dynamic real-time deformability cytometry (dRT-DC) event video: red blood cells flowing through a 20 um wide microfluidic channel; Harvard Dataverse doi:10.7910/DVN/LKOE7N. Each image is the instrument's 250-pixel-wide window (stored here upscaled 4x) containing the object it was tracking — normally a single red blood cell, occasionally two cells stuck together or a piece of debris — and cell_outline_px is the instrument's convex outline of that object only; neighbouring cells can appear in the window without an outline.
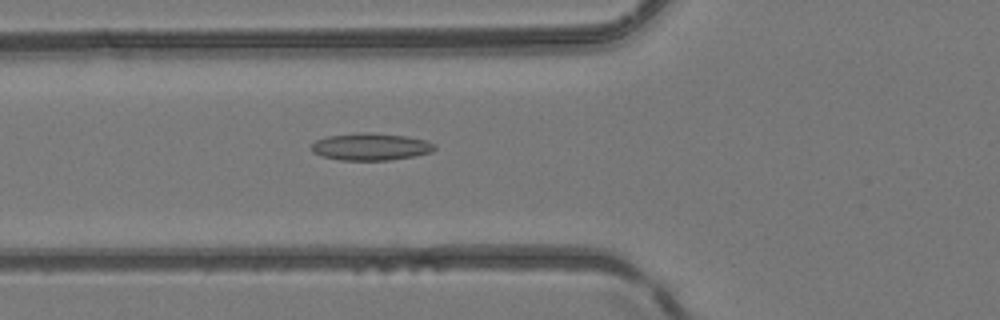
{"species": "common noctule bat (a hibernating species)", "species_latin": "Nyctalus noctula", "temperature_condition": "room temperature", "stored_images_in_passage": 51, "camera_frame_rate_fps": 3000, "um_per_image_px": 0.085, "animal": {"sex": "female", "body_mass_g": 24.6, "forearm_length_mm": 56.2}, "frame": {"image": 1, "passage_image": 20, "time_ms": 6.333, "image_size_px": [1000, 320], "cell_outline_px": [[436, 148], [432, 152], [416, 156], [388, 160], [340, 160], [320, 156], [312, 152], [312, 144], [316, 140], [328, 136], [360, 132], [372, 132], [408, 136], [424, 140], [436, 144]], "centroid_in_image_um": [31.53, 12.47], "position_along_channel_um": 94.3, "area_um2": 19.71}}
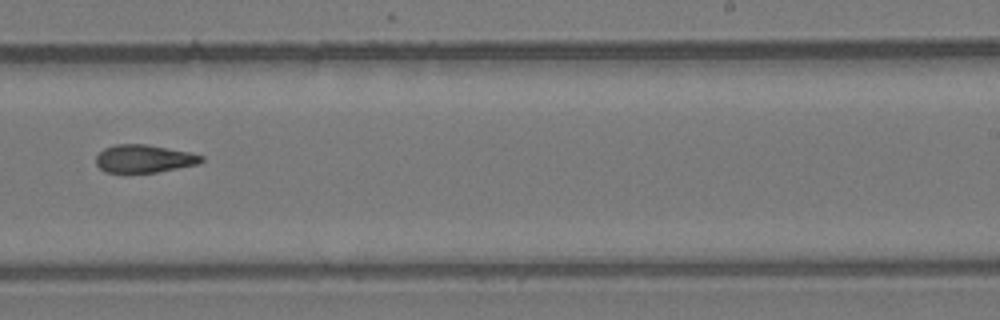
{"frame": {"image": 2, "passage_image": 33, "time_ms": 10.667, "image_size_px": [1000, 320], "cell_outline_px": [[204, 160], [200, 164], [156, 172], [104, 172], [96, 164], [96, 156], [104, 148], [116, 144], [148, 144], [192, 152], [204, 156]], "centroid_in_image_um": [12.29, 13.48], "position_along_channel_um": 276.7, "area_um2": 17.28}}
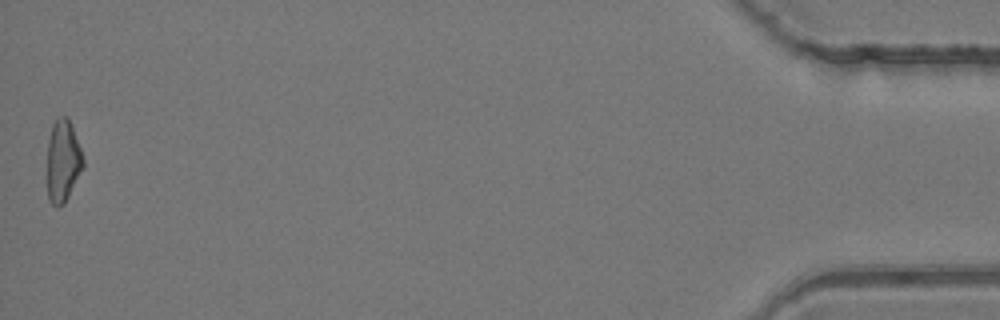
{"frame": {"image": 3, "passage_image": 51, "time_ms": 16.667, "image_size_px": [1000, 320], "cell_outline_px": [[84, 168], [64, 204], [52, 204], [48, 200], [48, 140], [52, 124], [56, 116], [68, 116], [80, 148], [84, 160]], "centroid_in_image_um": [5.36, 13.64], "position_along_channel_um": 429.8, "area_um2": 17.17}, "authors_computed_cell_mechanics": {"area_um2": 17.918, "velocity_mm_per_s": 4.1947, "shape_relaxation_time_tau1_ms": null, "shape_relaxation_time_tau2_ms": 7.2365, "deformation_change_tau1": null, "deformation_change_tau2": 0.1797}}